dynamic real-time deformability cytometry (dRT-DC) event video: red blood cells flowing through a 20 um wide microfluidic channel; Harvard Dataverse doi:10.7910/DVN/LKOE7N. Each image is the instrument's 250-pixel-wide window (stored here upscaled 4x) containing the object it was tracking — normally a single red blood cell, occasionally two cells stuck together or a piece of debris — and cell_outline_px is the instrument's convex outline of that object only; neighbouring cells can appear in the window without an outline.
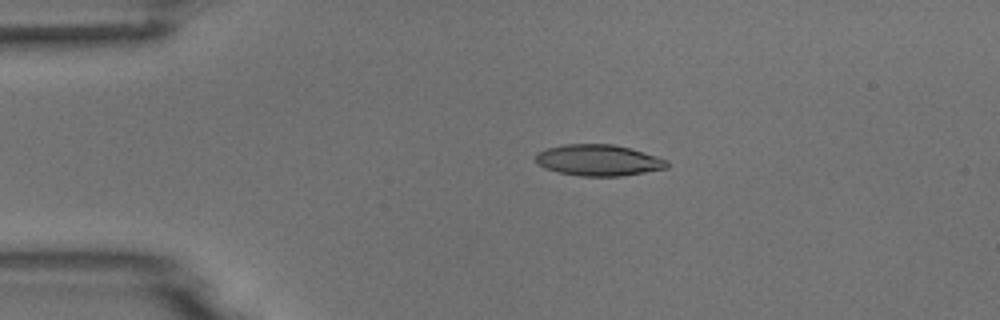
{"species": "common noctule bat (a hibernating species)", "species_latin": "Nyctalus noctula", "temperature_condition": "room temperature", "stored_images_in_passage": 4, "camera_frame_rate_fps": 3000, "um_per_image_px": 0.085, "animal": {"sex": "male", "body_mass_g": 18.8}, "frame": {"image": 1, "passage_image": 2, "time_ms": 1.333, "image_size_px": [1000, 320], "cell_outline_px": [[668, 168], [620, 176], [580, 176], [560, 172], [544, 168], [536, 164], [536, 156], [540, 152], [548, 148], [564, 144], [612, 144], [628, 148], [668, 160]], "centroid_in_image_um": [50.86, 13.62], "position_along_channel_um": 34.1, "area_um2": 23.58}}